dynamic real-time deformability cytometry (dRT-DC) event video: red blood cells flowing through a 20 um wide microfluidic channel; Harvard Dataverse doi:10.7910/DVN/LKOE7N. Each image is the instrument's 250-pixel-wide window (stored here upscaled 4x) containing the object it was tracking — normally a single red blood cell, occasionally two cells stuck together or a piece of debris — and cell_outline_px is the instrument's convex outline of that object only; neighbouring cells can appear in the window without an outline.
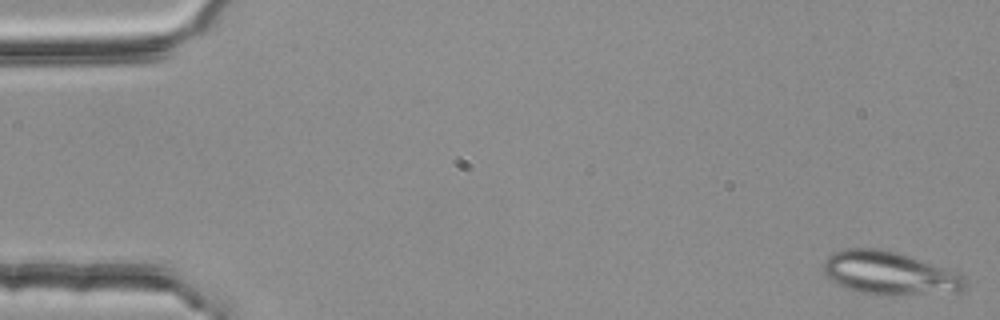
{"species": "common noctule bat (a hibernating species)", "species_latin": "Nyctalus noctula", "temperature_condition": "room temperature", "stored_images_in_passage": 36, "camera_frame_rate_fps": 3000, "um_per_image_px": 0.085, "animal": {"sex": "female", "body_mass_g": 25.1}, "frame": {"image": 1, "passage_image": 1, "time_ms": 0.0, "image_size_px": [1000, 320], "cell_outline_px": [[964, 288], [956, 292], [888, 296], [860, 292], [844, 288], [836, 284], [824, 272], [824, 260], [832, 252], [840, 248], [880, 248], [896, 252], [948, 268], [964, 276]], "centroid_in_image_um": [75.57, 23.21], "position_along_channel_um": 9.4, "area_um2": 35.89}}
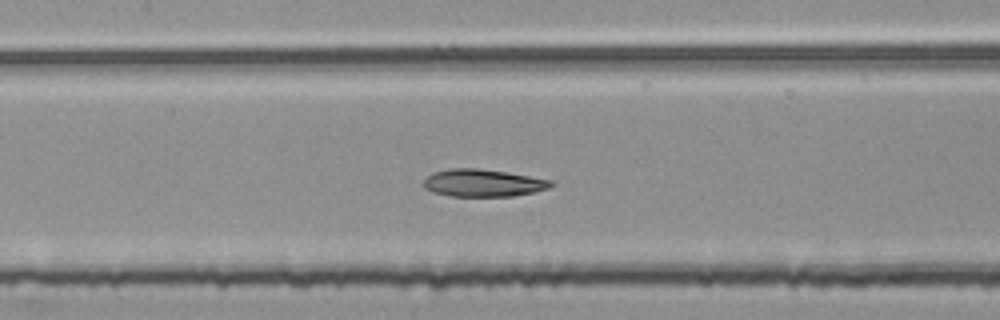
{"frame": {"image": 2, "passage_image": 25, "time_ms": 8.0, "image_size_px": [1000, 320], "cell_outline_px": [[556, 184], [548, 188], [536, 192], [512, 196], [448, 196], [432, 192], [424, 188], [420, 184], [432, 172], [448, 168], [476, 168], [504, 172], [552, 180]], "centroid_in_image_um": [41.01, 15.55], "position_along_channel_um": 166.4, "area_um2": 20.52}}
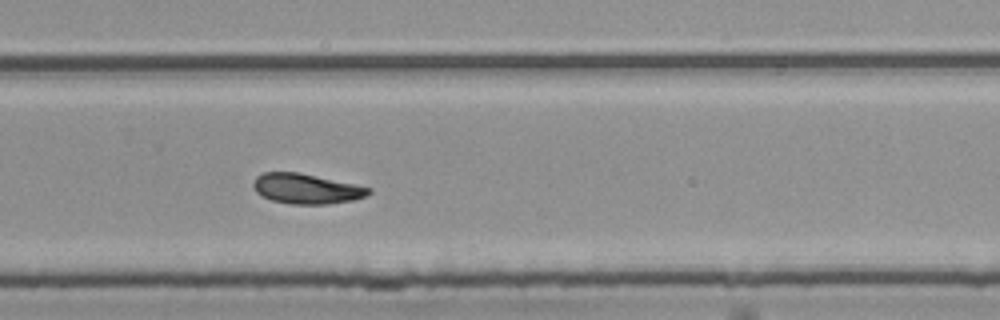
{"frame": {"image": 3, "passage_image": 36, "time_ms": 11.667, "image_size_px": [1000, 320], "cell_outline_px": [[372, 192], [368, 196], [352, 200], [328, 204], [292, 204], [272, 200], [256, 192], [252, 184], [256, 176], [264, 172], [300, 172], [372, 188]], "centroid_in_image_um": [26.06, 16.03], "position_along_channel_um": 303.7, "area_um2": 20.23}}